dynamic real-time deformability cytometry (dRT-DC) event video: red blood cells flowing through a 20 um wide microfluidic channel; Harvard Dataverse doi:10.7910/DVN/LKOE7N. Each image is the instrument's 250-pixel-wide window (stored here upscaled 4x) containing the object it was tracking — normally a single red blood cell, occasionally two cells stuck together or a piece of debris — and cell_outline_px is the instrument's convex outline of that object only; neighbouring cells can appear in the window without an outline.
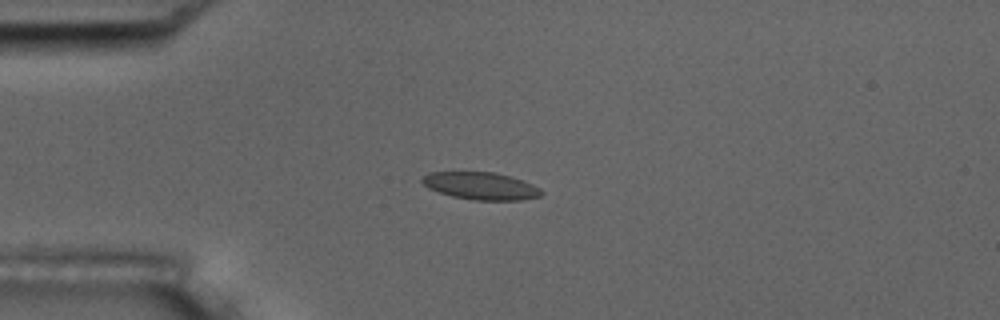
{"species": "common noctule bat (a hibernating species)", "species_latin": "Nyctalus noctula", "temperature_condition": "room temperature", "stored_images_in_passage": 4, "camera_frame_rate_fps": 3000, "um_per_image_px": 0.085, "animal": {"sex": "male", "body_mass_g": 17.5, "forearm_length_mm": 52.3}, "frame": {"image": 1, "passage_image": 3, "time_ms": 2.0, "image_size_px": [1000, 320], "cell_outline_px": [[544, 192], [540, 196], [520, 200], [476, 200], [452, 196], [428, 188], [420, 180], [420, 176], [428, 172], [496, 172], [512, 176], [532, 184], [540, 188]], "centroid_in_image_um": [40.86, 15.79], "position_along_channel_um": 44.1, "area_um2": 19.13}}